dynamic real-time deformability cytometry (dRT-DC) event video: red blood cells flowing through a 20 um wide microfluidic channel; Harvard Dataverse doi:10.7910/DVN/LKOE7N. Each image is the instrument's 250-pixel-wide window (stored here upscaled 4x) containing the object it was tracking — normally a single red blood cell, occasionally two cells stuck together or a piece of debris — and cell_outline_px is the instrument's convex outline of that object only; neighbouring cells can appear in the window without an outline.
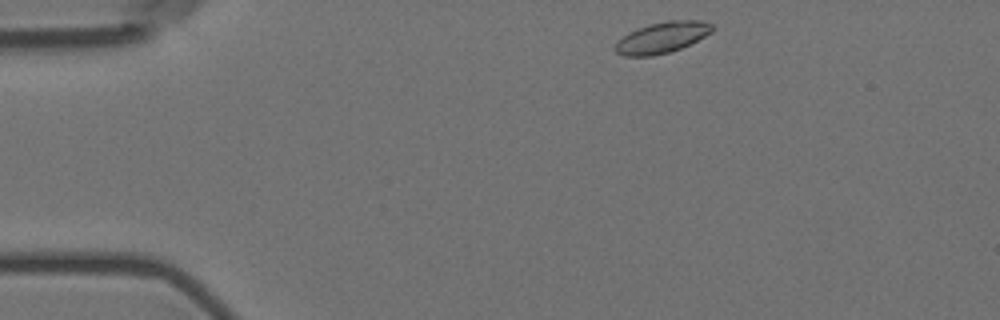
{"species": "Egyptian fruit bat (a non-hibernating species)", "species_latin": "Rousettus aegyptiacus", "temperature_condition": "room temperature", "stored_images_in_passage": 49, "camera_frame_rate_fps": 3000, "um_per_image_px": 0.085, "animal": {"sex": "female"}, "frame": {"image": 1, "passage_image": 1, "time_ms": 0.0, "image_size_px": [1000, 320], "cell_outline_px": [[716, 28], [712, 32], [680, 48], [668, 52], [652, 56], [624, 56], [616, 52], [612, 48], [616, 40], [628, 32], [636, 28], [668, 20], [700, 20], [712, 24]], "centroid_in_image_um": [56.22, 3.18], "position_along_channel_um": 28.8, "area_um2": 17.63}}
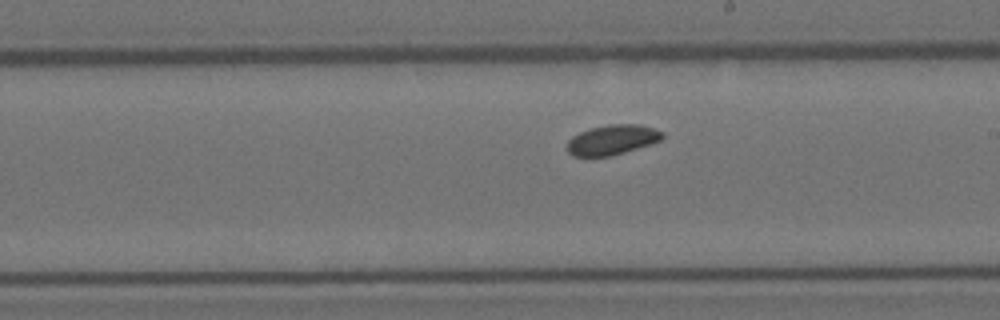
{"frame": {"image": 2, "passage_image": 24, "time_ms": 7.667, "image_size_px": [1000, 320], "cell_outline_px": [[664, 136], [660, 140], [612, 156], [572, 156], [564, 148], [568, 140], [572, 136], [580, 132], [592, 128], [608, 124], [640, 124], [664, 132]], "centroid_in_image_um": [51.99, 11.88], "position_along_channel_um": 237.0, "area_um2": 16.59}}
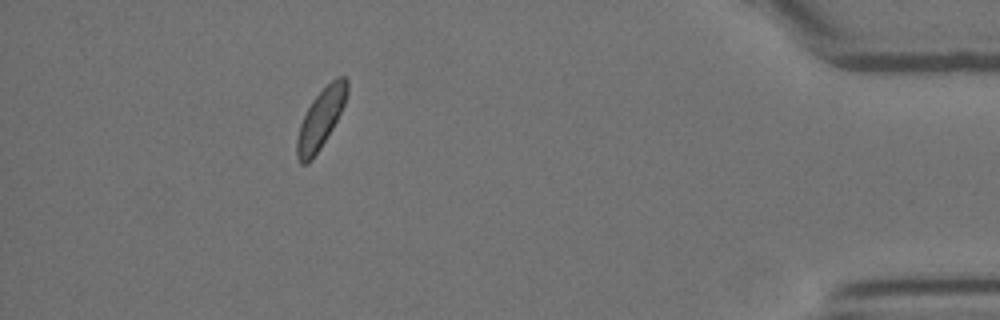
{"frame": {"image": 3, "passage_image": 43, "time_ms": 14.0, "image_size_px": [1000, 320], "cell_outline_px": [[348, 92], [344, 104], [332, 128], [320, 148], [308, 164], [300, 164], [296, 156], [296, 140], [300, 124], [312, 100], [336, 76], [344, 76], [348, 80]], "centroid_in_image_um": [27.25, 10.1], "position_along_channel_um": 408.0, "area_um2": 17.05}, "authors_computed_cell_mechanics": {"area_um2": 16.9932, "velocity_mm_per_s": 3.5204, "shape_relaxation_time_tau1_ms": 1.6849, "shape_relaxation_time_tau2_ms": null, "deformation_change_tau1": 0.0391, "deformation_change_tau2": null}}